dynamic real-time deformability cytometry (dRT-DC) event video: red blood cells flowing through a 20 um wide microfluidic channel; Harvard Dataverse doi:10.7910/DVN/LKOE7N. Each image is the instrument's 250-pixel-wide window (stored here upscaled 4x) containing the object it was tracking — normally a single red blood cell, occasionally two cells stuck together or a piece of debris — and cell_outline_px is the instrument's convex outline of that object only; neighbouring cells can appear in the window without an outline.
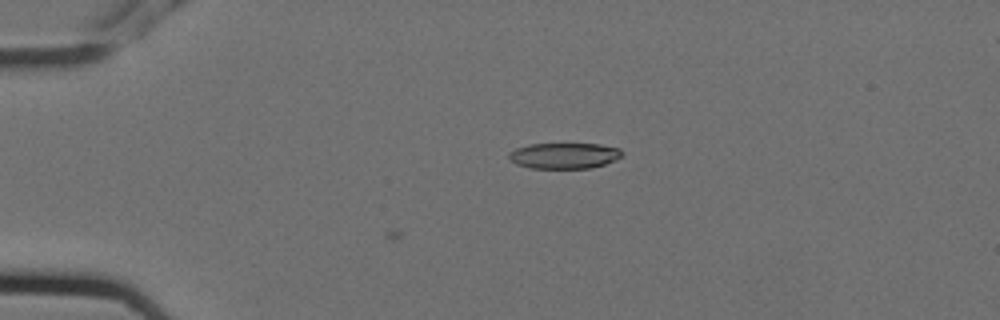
{"species": "Egyptian fruit bat (a non-hibernating species)", "species_latin": "Rousettus aegyptiacus", "temperature_condition": "cold", "stored_images_in_passage": 2, "camera_frame_rate_fps": 3000, "um_per_image_px": 0.085, "animal": {"sex": "female"}, "frame": {"image": 1, "passage_image": 2, "time_ms": 0.333, "image_size_px": [1000, 320], "cell_outline_px": [[624, 156], [616, 160], [592, 168], [528, 168], [516, 164], [508, 156], [508, 152], [516, 148], [528, 144], [600, 144], [620, 148], [624, 152]], "centroid_in_image_um": [47.99, 13.23], "position_along_channel_um": 37.0, "area_um2": 17.22}}